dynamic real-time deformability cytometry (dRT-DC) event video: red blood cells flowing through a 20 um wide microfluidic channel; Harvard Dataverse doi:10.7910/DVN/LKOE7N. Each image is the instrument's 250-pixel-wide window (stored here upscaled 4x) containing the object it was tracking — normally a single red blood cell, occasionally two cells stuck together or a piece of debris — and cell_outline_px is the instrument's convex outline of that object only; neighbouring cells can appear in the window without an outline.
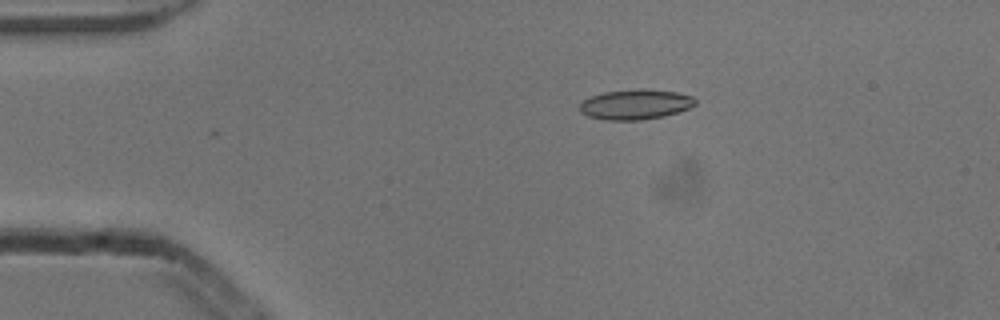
{"species": "common noctule bat (a hibernating species)", "species_latin": "Nyctalus noctula", "temperature_condition": "cold", "stored_images_in_passage": 10, "camera_frame_rate_fps": 3000, "um_per_image_px": 0.085, "animal": {"sex": "male", "body_mass_g": 13.3}, "frame": {"image": 1, "passage_image": 10, "time_ms": 3.0, "image_size_px": [1000, 320], "cell_outline_px": [[696, 104], [688, 108], [664, 116], [640, 120], [604, 120], [588, 116], [580, 112], [580, 104], [584, 100], [592, 96], [604, 92], [676, 92], [692, 96], [696, 100]], "centroid_in_image_um": [53.98, 8.94], "position_along_channel_um": 31.0, "area_um2": 19.13}}